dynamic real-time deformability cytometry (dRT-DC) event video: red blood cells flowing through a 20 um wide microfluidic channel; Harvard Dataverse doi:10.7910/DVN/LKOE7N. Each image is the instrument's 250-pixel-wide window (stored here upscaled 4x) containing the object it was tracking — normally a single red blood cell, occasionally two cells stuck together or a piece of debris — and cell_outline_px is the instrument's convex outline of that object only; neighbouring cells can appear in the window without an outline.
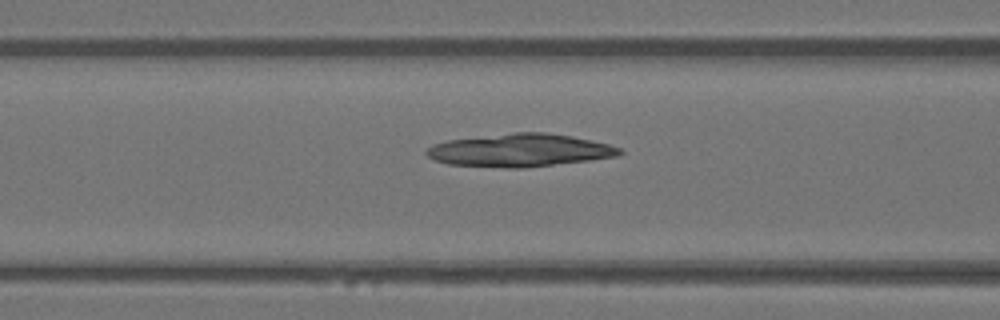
{"species": "Egyptian fruit bat (a non-hibernating species)", "species_latin": "Rousettus aegyptiacus", "temperature_condition": "warm", "stored_images_in_passage": 39, "camera_frame_rate_fps": 3000, "um_per_image_px": 0.085, "animal": {"sex": "female"}, "frame": {"image": 1, "passage_image": 14, "time_ms": 4.333, "image_size_px": [1000, 320], "cell_outline_px": [[624, 152], [620, 156], [524, 168], [504, 168], [448, 164], [432, 160], [424, 152], [432, 144], [448, 140], [512, 132], [548, 132], [572, 136], [592, 140], [608, 144], [620, 148]], "centroid_in_image_um": [44.17, 12.77], "position_along_channel_um": 122.4, "area_um2": 37.22}}
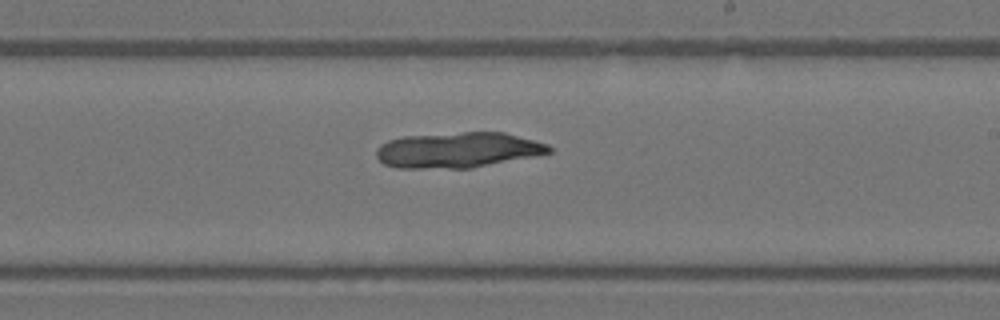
{"frame": {"image": 2, "passage_image": 23, "time_ms": 7.333, "image_size_px": [1000, 320], "cell_outline_px": [[552, 152], [472, 168], [396, 168], [384, 164], [376, 156], [376, 148], [380, 144], [388, 140], [404, 136], [464, 132], [504, 132], [548, 144], [552, 148]], "centroid_in_image_um": [38.88, 12.75], "position_along_channel_um": 250.1, "area_um2": 35.66}}
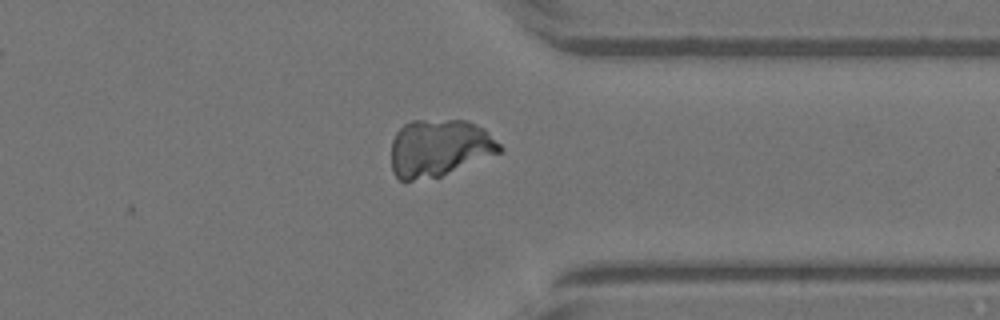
{"frame": {"image": 3, "passage_image": 32, "time_ms": 10.333, "image_size_px": [1000, 320], "cell_outline_px": [[504, 148], [500, 152], [440, 176], [404, 184], [392, 172], [392, 140], [396, 132], [404, 124], [412, 120], [468, 120], [484, 128]], "centroid_in_image_um": [37.3, 12.59], "position_along_channel_um": 374.1, "area_um2": 36.47}}